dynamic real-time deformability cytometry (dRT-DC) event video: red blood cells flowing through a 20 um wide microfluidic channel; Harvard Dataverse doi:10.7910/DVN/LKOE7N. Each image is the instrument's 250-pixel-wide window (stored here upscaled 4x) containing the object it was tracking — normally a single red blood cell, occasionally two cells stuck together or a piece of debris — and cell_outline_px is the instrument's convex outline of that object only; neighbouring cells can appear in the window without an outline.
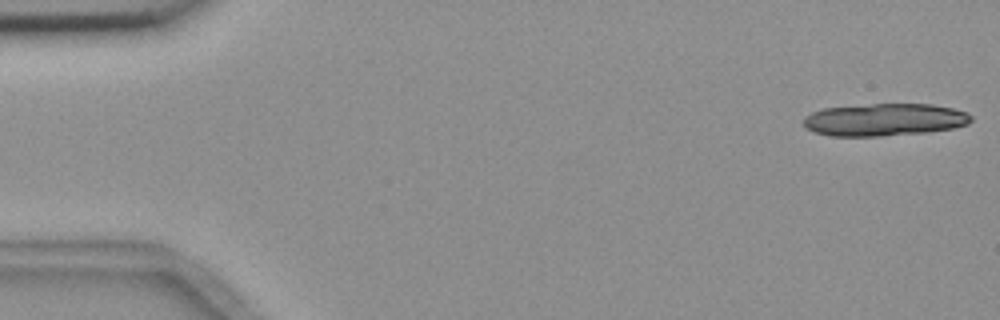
{"species": "common noctule bat (a hibernating species)", "species_latin": "Nyctalus noctula", "temperature_condition": "room temperature", "stored_images_in_passage": 6, "camera_frame_rate_fps": 3000, "um_per_image_px": 0.085, "animal": {"sex": "female", "body_mass_g": 18.4}, "frame": {"image": 1, "passage_image": 1, "time_ms": 0.0, "image_size_px": [1000, 320], "cell_outline_px": [[972, 120], [968, 124], [952, 128], [928, 132], [880, 136], [832, 136], [816, 132], [808, 128], [804, 124], [804, 116], [812, 112], [824, 108], [872, 104], [932, 104], [952, 108], [968, 112], [972, 116]], "centroid_in_image_um": [75.22, 10.17], "position_along_channel_um": 9.8, "area_um2": 31.62}}